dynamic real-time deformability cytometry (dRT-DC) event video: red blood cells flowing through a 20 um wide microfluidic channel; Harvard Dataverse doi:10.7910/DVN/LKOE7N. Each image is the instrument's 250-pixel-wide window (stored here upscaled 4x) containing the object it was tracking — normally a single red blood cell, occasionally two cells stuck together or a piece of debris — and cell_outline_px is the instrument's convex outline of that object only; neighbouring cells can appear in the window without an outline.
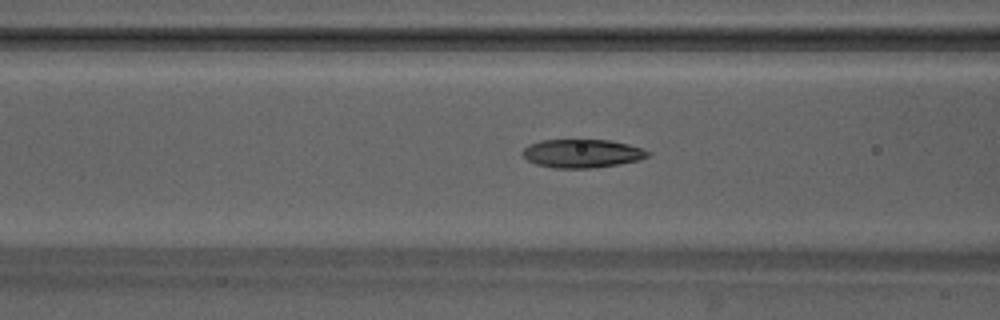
{"species": "Egyptian fruit bat (a non-hibernating species)", "species_latin": "Rousettus aegyptiacus", "temperature_condition": "warm", "stored_images_in_passage": 38, "camera_frame_rate_fps": 3000, "um_per_image_px": 0.085, "animal": {"sex": "male"}, "frame": {"image": 1, "passage_image": 19, "time_ms": 6.0, "image_size_px": [1000, 320], "cell_outline_px": [[652, 152], [648, 156], [640, 160], [620, 164], [596, 168], [556, 168], [536, 164], [528, 160], [520, 152], [528, 144], [540, 140], [608, 140], [628, 144], [644, 148]], "centroid_in_image_um": [49.5, 13.04], "position_along_channel_um": 117.1, "area_um2": 20.98}}
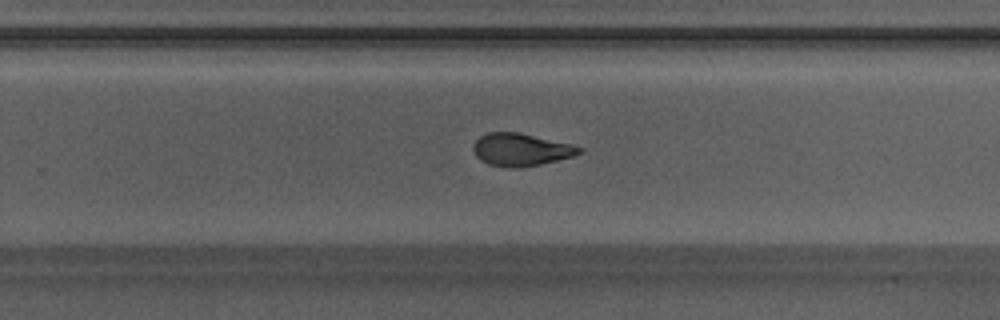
{"frame": {"image": 2, "passage_image": 31, "time_ms": 10.0, "image_size_px": [1000, 320], "cell_outline_px": [[584, 152], [572, 156], [540, 164], [516, 168], [508, 168], [488, 164], [480, 160], [476, 156], [472, 148], [476, 140], [480, 136], [488, 132], [516, 132], [568, 144], [584, 148]], "centroid_in_image_um": [44.23, 12.73], "position_along_channel_um": 285.6, "area_um2": 19.83}}
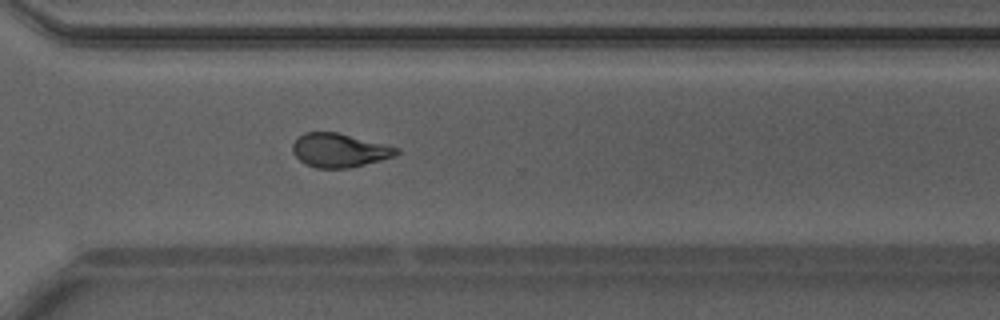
{"frame": {"image": 3, "passage_image": 35, "time_ms": 11.333, "image_size_px": [1000, 320], "cell_outline_px": [[400, 152], [396, 156], [348, 168], [316, 168], [300, 160], [292, 152], [292, 144], [304, 132], [336, 132], [400, 148]], "centroid_in_image_um": [28.85, 12.77], "position_along_channel_um": 341.7, "area_um2": 20.23}, "authors_computed_cell_mechanics": {"area_um2": 21.1548, "velocity_mm_per_s": 4.2076, "shape_relaxation_time_tau1_ms": 4.3464, "shape_relaxation_time_tau2_ms": 2.0158, "deformation_change_tau1": 0.1425, "deformation_change_tau2": 0.0806}}